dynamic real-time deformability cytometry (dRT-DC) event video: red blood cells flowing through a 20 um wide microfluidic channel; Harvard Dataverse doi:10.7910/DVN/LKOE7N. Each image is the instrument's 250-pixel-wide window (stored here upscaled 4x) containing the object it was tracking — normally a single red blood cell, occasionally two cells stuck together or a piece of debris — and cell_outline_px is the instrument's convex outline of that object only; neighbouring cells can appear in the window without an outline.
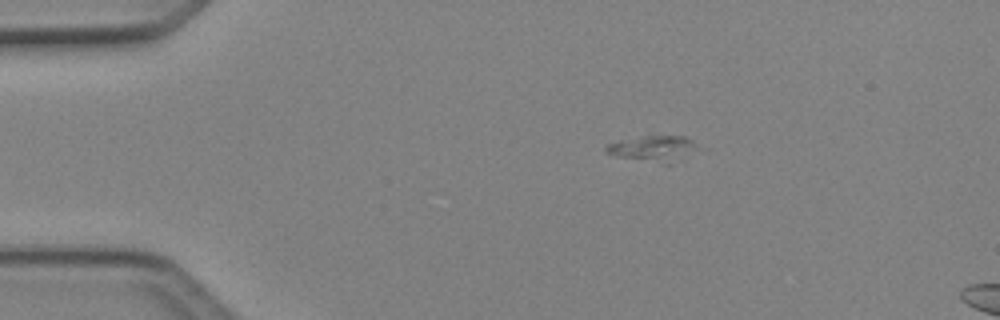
{"species": "Egyptian fruit bat (a non-hibernating species)", "species_latin": "Rousettus aegyptiacus", "temperature_condition": "cold", "stored_images_in_passage": 42, "camera_frame_rate_fps": 3000, "um_per_image_px": 0.085, "animal": {"sex": "female"}, "frame": {"image": 1, "passage_image": 1, "time_ms": 0.0, "image_size_px": [1000, 320], "cell_outline_px": [[708, 148], [668, 164], [616, 156], [604, 152], [604, 148], [608, 144], [620, 140], [644, 136], [684, 136]], "centroid_in_image_um": [55.67, 12.62], "position_along_channel_um": 29.3, "area_um2": 14.16}}
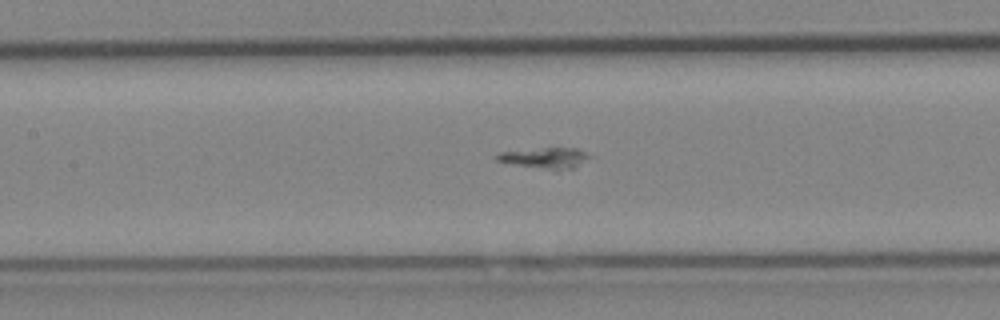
{"frame": {"image": 2, "passage_image": 15, "time_ms": 4.667, "image_size_px": [1000, 320], "cell_outline_px": [[592, 156], [572, 168], [556, 172], [496, 160], [492, 156], [500, 152], [544, 148], [576, 148]], "centroid_in_image_um": [46.32, 13.45], "position_along_channel_um": 161.1, "area_um2": 11.21}}
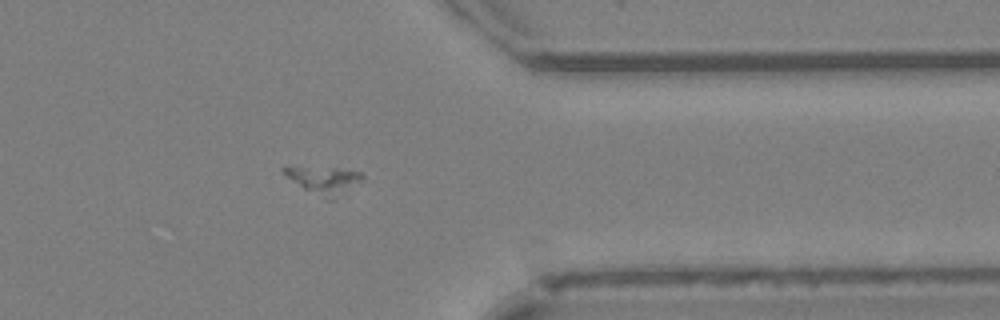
{"frame": {"image": 3, "passage_image": 32, "time_ms": 10.333, "image_size_px": [1000, 320], "cell_outline_px": [[364, 176], [360, 180], [332, 200], [304, 188], [288, 176], [280, 168], [336, 168], [360, 172]], "centroid_in_image_um": [27.58, 15.29], "position_along_channel_um": 383.8, "area_um2": 11.33}}